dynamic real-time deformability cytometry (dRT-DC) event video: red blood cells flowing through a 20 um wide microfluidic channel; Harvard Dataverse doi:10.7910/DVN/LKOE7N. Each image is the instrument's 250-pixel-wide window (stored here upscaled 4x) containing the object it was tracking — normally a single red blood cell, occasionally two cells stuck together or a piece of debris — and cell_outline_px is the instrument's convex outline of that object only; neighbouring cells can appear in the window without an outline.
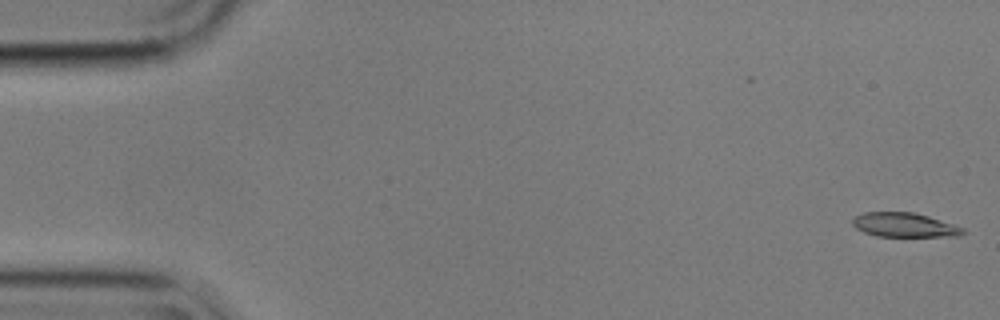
{"species": "common noctule bat (a hibernating species)", "species_latin": "Nyctalus noctula", "temperature_condition": "cold", "stored_images_in_passage": 56, "camera_frame_rate_fps": 3000, "um_per_image_px": 0.085, "animal": {"sex": "male", "body_mass_g": 17.9}, "frame": {"image": 1, "passage_image": 1, "time_ms": 0.0, "image_size_px": [1000, 320], "cell_outline_px": [[968, 232], [960, 236], [876, 236], [864, 232], [856, 228], [852, 224], [852, 220], [856, 216], [864, 212], [912, 212], [928, 216], [964, 228]], "centroid_in_image_um": [76.89, 19.12], "position_along_channel_um": 8.1, "area_um2": 15.55}}
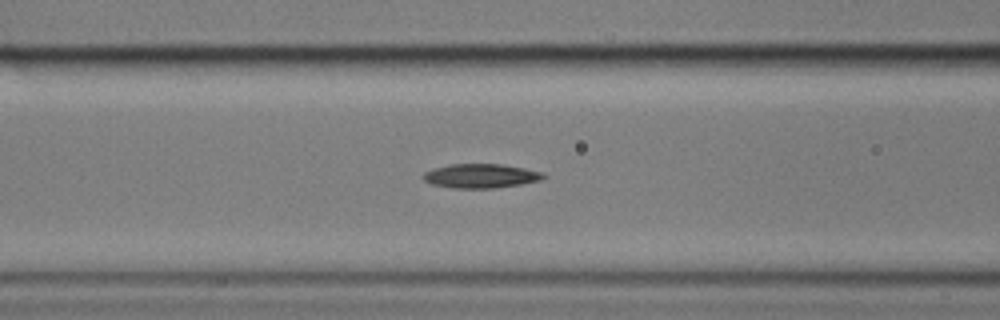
{"frame": {"image": 2, "passage_image": 22, "time_ms": 7.0, "image_size_px": [1000, 320], "cell_outline_px": [[548, 176], [540, 180], [520, 184], [496, 188], [452, 188], [432, 184], [424, 180], [420, 176], [424, 172], [432, 168], [452, 164], [504, 164], [544, 172]], "centroid_in_image_um": [40.86, 14.95], "position_along_channel_um": 125.7, "area_um2": 17.11}}
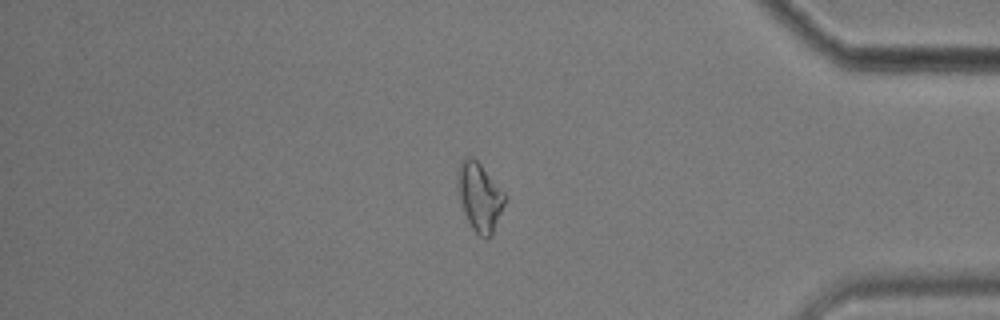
{"frame": {"image": 3, "passage_image": 47, "time_ms": 15.333, "image_size_px": [1000, 320], "cell_outline_px": [[508, 196], [492, 236], [488, 240], [480, 236], [472, 228], [464, 212], [460, 200], [456, 180], [456, 172], [460, 160], [464, 156], [472, 156], [480, 164]], "centroid_in_image_um": [40.76, 16.72], "position_along_channel_um": 394.4, "area_um2": 19.13}, "authors_computed_cell_mechanics": {"area_um2": 17.0221, "velocity_mm_per_s": 3.5585, "shape_relaxation_time_tau1_ms": 5.6577, "shape_relaxation_time_tau2_ms": 8.5053, "deformation_change_tau1": 0.133, "deformation_change_tau2": 0.1785}}